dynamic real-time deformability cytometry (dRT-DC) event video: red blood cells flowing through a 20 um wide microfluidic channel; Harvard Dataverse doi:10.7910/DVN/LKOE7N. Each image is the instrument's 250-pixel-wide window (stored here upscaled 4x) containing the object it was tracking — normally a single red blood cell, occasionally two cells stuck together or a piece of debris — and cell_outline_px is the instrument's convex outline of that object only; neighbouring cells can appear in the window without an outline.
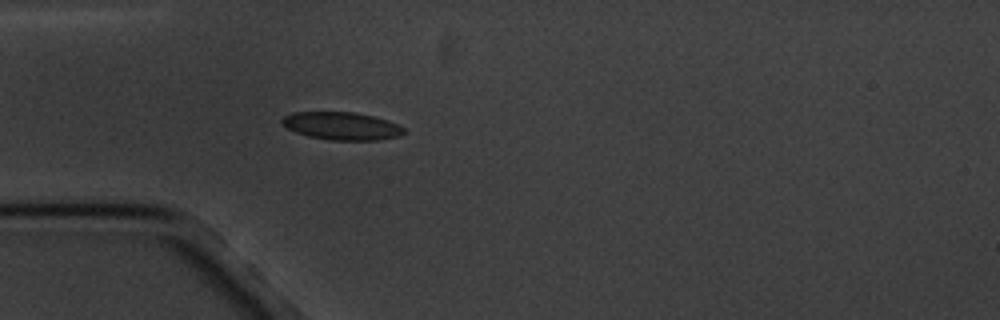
{"species": "common noctule bat (a hibernating species)", "species_latin": "Nyctalus noctula", "temperature_condition": "cold", "stored_images_in_passage": 1, "camera_frame_rate_fps": 3000, "um_per_image_px": 0.085, "animal": {"sex": "male", "body_mass_g": 20.1, "forearm_length_mm": 53.5}, "frame": {"image": 1, "passage_image": 1, "time_ms": 0.0, "image_size_px": [1000, 320], "cell_outline_px": [[404, 132], [400, 136], [380, 140], [332, 140], [308, 136], [296, 132], [288, 128], [280, 120], [284, 116], [292, 112], [356, 112], [376, 116], [388, 120], [404, 128]], "centroid_in_image_um": [29.07, 10.7], "position_along_channel_um": 55.9, "area_um2": 19.77}}